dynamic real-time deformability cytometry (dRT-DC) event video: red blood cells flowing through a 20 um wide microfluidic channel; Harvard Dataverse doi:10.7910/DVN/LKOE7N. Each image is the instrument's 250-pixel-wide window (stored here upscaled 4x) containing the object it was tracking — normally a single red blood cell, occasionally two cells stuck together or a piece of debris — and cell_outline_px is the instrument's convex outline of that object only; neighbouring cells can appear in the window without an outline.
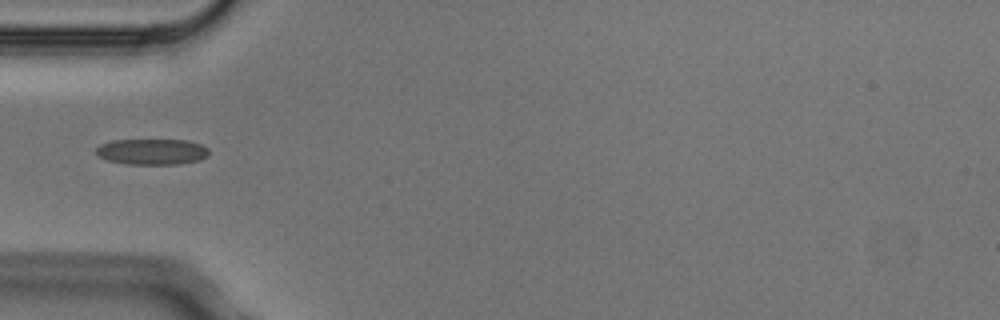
{"species": "Egyptian fruit bat (a non-hibernating species)", "species_latin": "Rousettus aegyptiacus", "temperature_condition": "cold", "stored_images_in_passage": 5, "segment_of_instrument_passage": [2, 2], "camera_frame_rate_fps": 3000, "um_per_image_px": 0.085, "animal": {"sex": "male"}, "frame": {"image": 1, "passage_image": 5, "time_ms": 1.333, "image_size_px": [1000, 320], "cell_outline_px": [[208, 156], [200, 160], [180, 164], [128, 164], [108, 160], [96, 156], [96, 148], [100, 144], [112, 140], [188, 140], [200, 144], [208, 148]], "centroid_in_image_um": [12.91, 12.89], "position_along_channel_um": 72.1, "area_um2": 17.11}}